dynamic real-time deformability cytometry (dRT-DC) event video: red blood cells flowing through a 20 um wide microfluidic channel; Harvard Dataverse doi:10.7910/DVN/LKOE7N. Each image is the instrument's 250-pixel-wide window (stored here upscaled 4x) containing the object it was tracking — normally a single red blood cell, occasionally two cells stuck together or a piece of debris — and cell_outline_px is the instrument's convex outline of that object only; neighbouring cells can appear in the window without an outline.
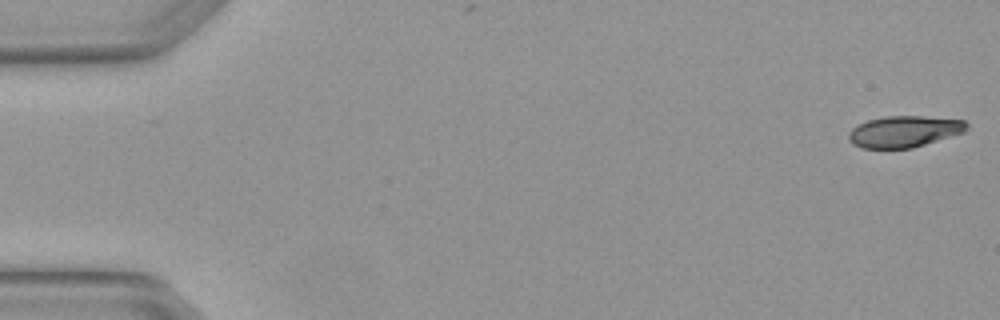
{"species": "Egyptian fruit bat (a non-hibernating species)", "species_latin": "Rousettus aegyptiacus", "temperature_condition": "warm", "stored_images_in_passage": 5, "camera_frame_rate_fps": 3000, "um_per_image_px": 0.085, "animal": {"sex": "female"}, "frame": {"image": 1, "passage_image": 1, "time_ms": 0.0, "image_size_px": [1000, 320], "cell_outline_px": [[968, 128], [964, 132], [912, 148], [860, 148], [852, 144], [848, 140], [848, 132], [852, 128], [868, 120], [884, 116], [924, 116], [964, 120], [968, 124]], "centroid_in_image_um": [76.83, 11.18], "position_along_channel_um": 8.2, "area_um2": 21.62}}